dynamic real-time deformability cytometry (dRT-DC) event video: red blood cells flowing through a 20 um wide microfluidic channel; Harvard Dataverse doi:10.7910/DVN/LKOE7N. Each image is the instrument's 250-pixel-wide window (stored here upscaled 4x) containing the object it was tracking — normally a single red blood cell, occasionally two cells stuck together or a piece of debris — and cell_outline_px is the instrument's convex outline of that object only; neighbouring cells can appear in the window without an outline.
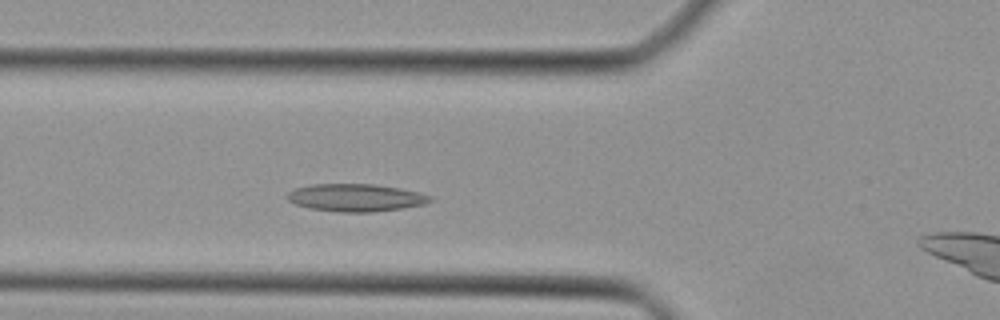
{"species": "Egyptian fruit bat (a non-hibernating species)", "species_latin": "Rousettus aegyptiacus", "temperature_condition": "cold", "stored_images_in_passage": 35, "camera_frame_rate_fps": 3000, "um_per_image_px": 0.085, "animal": {"sex": "female"}, "frame": {"image": 1, "passage_image": 9, "time_ms": 2.667, "image_size_px": [1000, 320], "cell_outline_px": [[432, 200], [424, 204], [400, 208], [372, 212], [336, 212], [312, 208], [296, 204], [288, 200], [284, 196], [288, 192], [296, 188], [312, 184], [372, 184], [400, 188], [420, 192], [432, 196]], "centroid_in_image_um": [30.23, 16.79], "position_along_channel_um": 95.6, "area_um2": 22.89}}
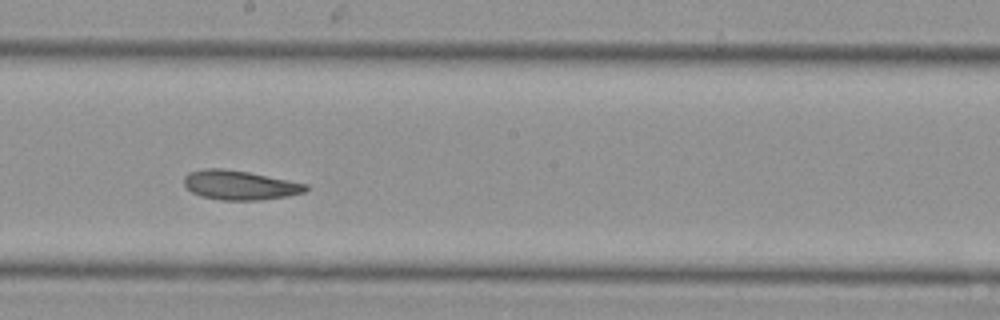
{"frame": {"image": 2, "passage_image": 18, "time_ms": 5.667, "image_size_px": [1000, 320], "cell_outline_px": [[308, 188], [304, 192], [288, 196], [260, 200], [220, 200], [200, 196], [192, 192], [184, 184], [184, 176], [188, 172], [204, 168], [220, 168], [248, 172], [308, 184]], "centroid_in_image_um": [20.36, 15.73], "position_along_channel_um": 227.8, "area_um2": 20.81}}
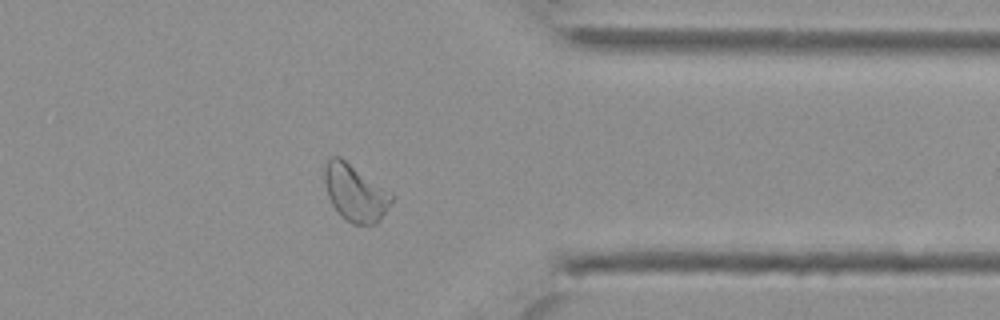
{"frame": {"image": 3, "passage_image": 29, "time_ms": 9.333, "image_size_px": [1000, 320], "cell_outline_px": [[396, 196], [380, 220], [376, 224], [352, 224], [344, 220], [340, 216], [332, 204], [328, 196], [324, 180], [324, 164], [332, 156], [340, 156], [392, 192]], "centroid_in_image_um": [30.21, 16.39], "position_along_channel_um": 381.2, "area_um2": 22.54}}